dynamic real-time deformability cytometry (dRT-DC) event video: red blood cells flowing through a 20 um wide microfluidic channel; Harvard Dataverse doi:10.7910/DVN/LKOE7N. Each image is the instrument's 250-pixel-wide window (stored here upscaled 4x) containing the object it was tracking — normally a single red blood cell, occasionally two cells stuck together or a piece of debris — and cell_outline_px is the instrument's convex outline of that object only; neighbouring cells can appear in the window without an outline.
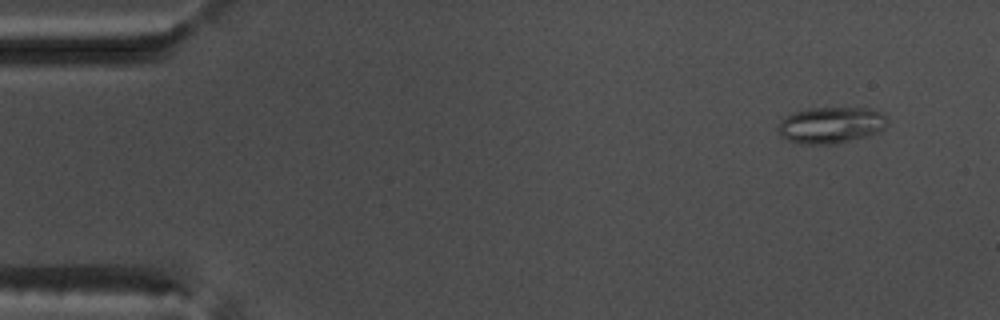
{"species": "common noctule bat (a hibernating species)", "species_latin": "Nyctalus noctula", "temperature_condition": "warm", "stored_images_in_passage": 51, "camera_frame_rate_fps": 3000, "um_per_image_px": 0.085, "animal": {"sex": "male", "body_mass_g": 17.5, "forearm_length_mm": 52.3}, "frame": {"image": 1, "passage_image": 1, "time_ms": 0.0, "image_size_px": [1000, 320], "cell_outline_px": [[888, 120], [884, 128], [880, 132], [832, 144], [800, 144], [788, 140], [780, 136], [776, 128], [780, 120], [792, 112], [808, 108], [872, 108], [880, 112]], "centroid_in_image_um": [70.58, 10.62], "position_along_channel_um": 14.4, "area_um2": 23.24}}
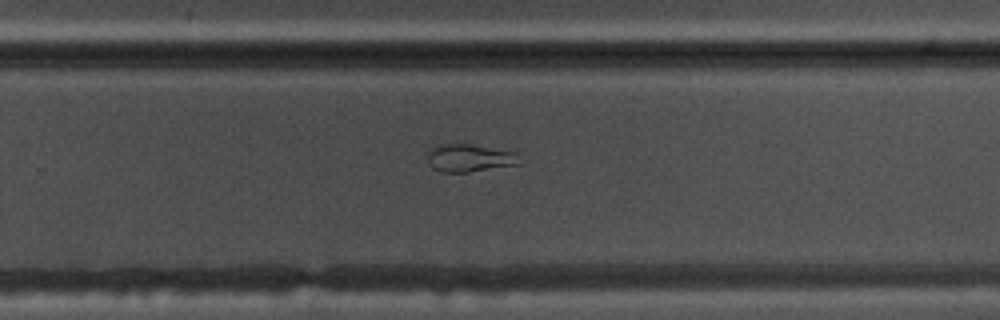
{"frame": {"image": 2, "passage_image": 32, "time_ms": 10.333, "image_size_px": [1000, 320], "cell_outline_px": [[520, 164], [468, 172], [440, 172], [432, 168], [428, 164], [428, 152], [436, 144], [472, 144], [516, 152]], "centroid_in_image_um": [39.87, 13.43], "position_along_channel_um": 289.9, "area_um2": 14.91}}
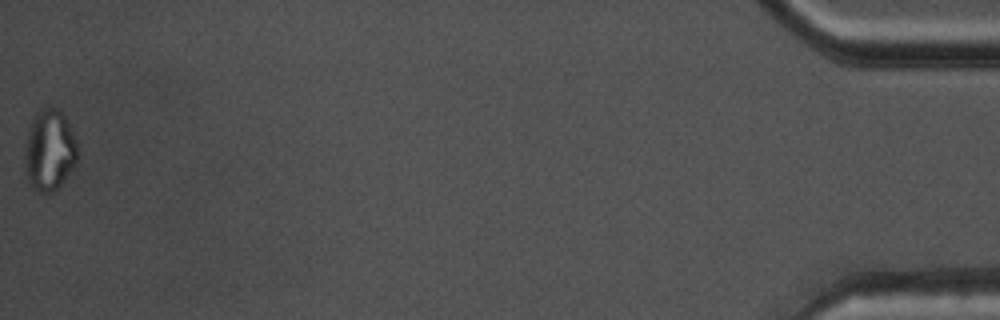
{"frame": {"image": 3, "passage_image": 51, "time_ms": 16.667, "image_size_px": [1000, 320], "cell_outline_px": [[76, 160], [72, 168], [60, 184], [52, 192], [36, 192], [32, 188], [28, 180], [24, 160], [24, 152], [28, 132], [32, 120], [36, 112], [40, 108], [60, 108], [68, 120], [76, 136]], "centroid_in_image_um": [4.19, 12.73], "position_along_channel_um": 431.0, "area_um2": 24.91}}